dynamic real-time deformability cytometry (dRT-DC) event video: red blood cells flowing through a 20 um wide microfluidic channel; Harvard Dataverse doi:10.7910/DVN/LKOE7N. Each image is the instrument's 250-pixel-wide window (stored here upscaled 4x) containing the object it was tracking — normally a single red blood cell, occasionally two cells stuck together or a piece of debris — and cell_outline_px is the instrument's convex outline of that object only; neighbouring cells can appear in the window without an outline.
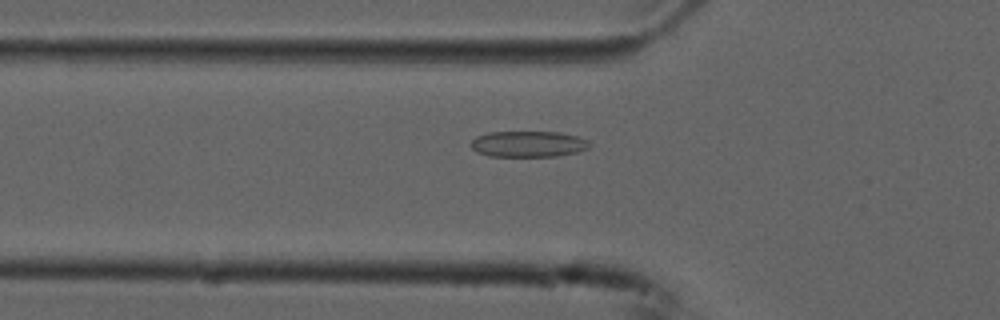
{"species": "common noctule bat (a hibernating species)", "species_latin": "Nyctalus noctula", "temperature_condition": "cold", "stored_images_in_passage": 41, "camera_frame_rate_fps": 3000, "um_per_image_px": 0.085, "animal": {"sex": "male", "forearm_length_mm": 52.5}, "frame": {"image": 1, "passage_image": 5, "time_ms": 1.333, "image_size_px": [1000, 320], "cell_outline_px": [[592, 144], [588, 148], [576, 152], [556, 156], [488, 156], [476, 152], [472, 148], [472, 140], [476, 136], [488, 132], [560, 132], [576, 136], [588, 140]], "centroid_in_image_um": [44.9, 12.24], "position_along_channel_um": 80.9, "area_um2": 17.98}}
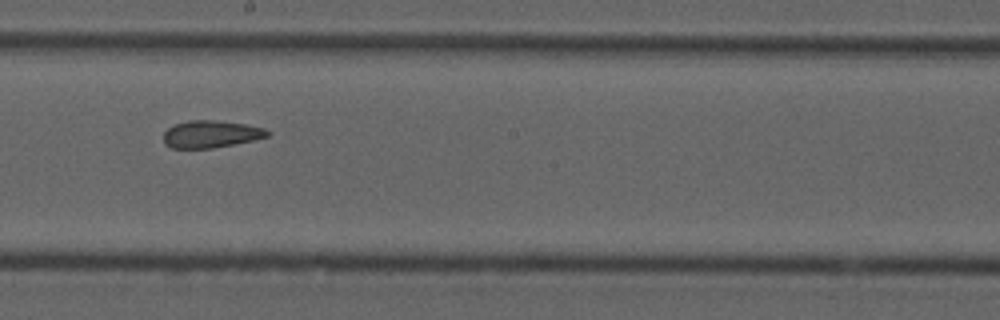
{"frame": {"image": 2, "passage_image": 17, "time_ms": 5.333, "image_size_px": [1000, 320], "cell_outline_px": [[272, 132], [268, 136], [256, 140], [212, 148], [172, 148], [164, 144], [164, 132], [168, 128], [176, 124], [188, 120], [212, 120], [244, 124], [264, 128]], "centroid_in_image_um": [17.94, 11.4], "position_along_channel_um": 230.3, "area_um2": 16.47}}
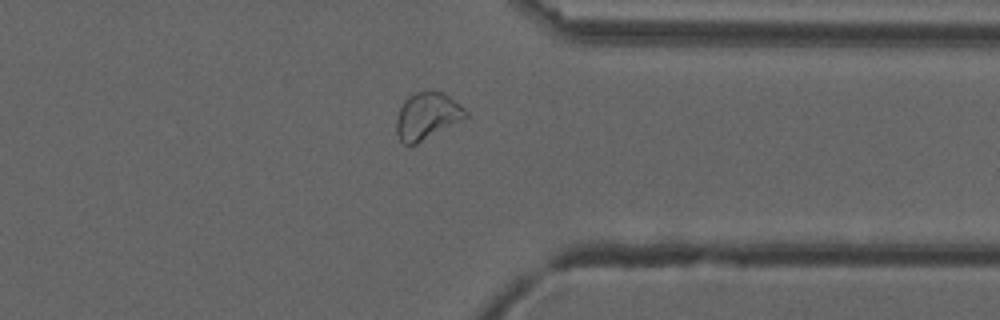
{"frame": {"image": 3, "passage_image": 29, "time_ms": 9.333, "image_size_px": [1000, 320], "cell_outline_px": [[468, 116], [464, 120], [416, 144], [404, 144], [400, 140], [396, 132], [396, 120], [400, 108], [404, 100], [408, 96], [416, 92], [432, 88], [444, 92], [460, 104], [468, 112]], "centroid_in_image_um": [36.33, 9.82], "position_along_channel_um": 375.1, "area_um2": 19.36}, "authors_computed_cell_mechanics": {"area_um2": 17.9758, "velocity_mm_per_s": 3.7228, "shape_relaxation_time_tau1_ms": null, "shape_relaxation_time_tau2_ms": 2.6922, "deformation_change_tau1": null, "deformation_change_tau2": 0.0955}}